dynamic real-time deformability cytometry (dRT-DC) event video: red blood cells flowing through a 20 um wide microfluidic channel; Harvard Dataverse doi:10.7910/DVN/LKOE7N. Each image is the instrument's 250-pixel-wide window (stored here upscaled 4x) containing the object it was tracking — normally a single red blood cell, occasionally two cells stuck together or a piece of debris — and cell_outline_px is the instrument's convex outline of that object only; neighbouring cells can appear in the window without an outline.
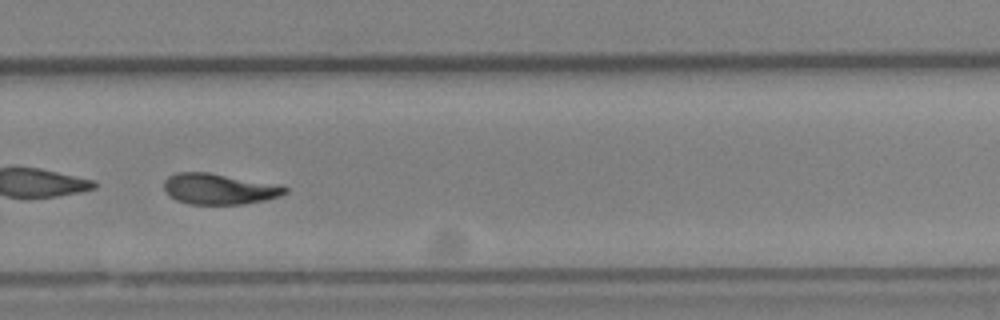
{"species": "Egyptian fruit bat (a non-hibernating species)", "species_latin": "Rousettus aegyptiacus", "temperature_condition": "cold", "stored_images_in_passage": 52, "camera_frame_rate_fps": 3000, "um_per_image_px": 0.085, "animal": {"sex": "female"}, "frame": {"image": 1, "passage_image": 37, "time_ms": 12.0, "image_size_px": [1000, 320], "cell_outline_px": [[288, 192], [280, 196], [264, 200], [244, 204], [188, 204], [176, 200], [164, 188], [164, 180], [168, 176], [176, 172], [208, 172], [280, 184], [288, 188]], "centroid_in_image_um": [18.66, 16.05], "position_along_channel_um": 311.1, "area_um2": 21.85}, "authors_computed_cell_mechanics": {"area_um2": 22.9466, "velocity_mm_per_s": 3.8985, "shape_relaxation_time_tau1_ms": 8.6742, "shape_relaxation_time_tau2_ms": 6.1137, "deformation_change_tau1": 0.2158, "deformation_change_tau2": 0.1231}}